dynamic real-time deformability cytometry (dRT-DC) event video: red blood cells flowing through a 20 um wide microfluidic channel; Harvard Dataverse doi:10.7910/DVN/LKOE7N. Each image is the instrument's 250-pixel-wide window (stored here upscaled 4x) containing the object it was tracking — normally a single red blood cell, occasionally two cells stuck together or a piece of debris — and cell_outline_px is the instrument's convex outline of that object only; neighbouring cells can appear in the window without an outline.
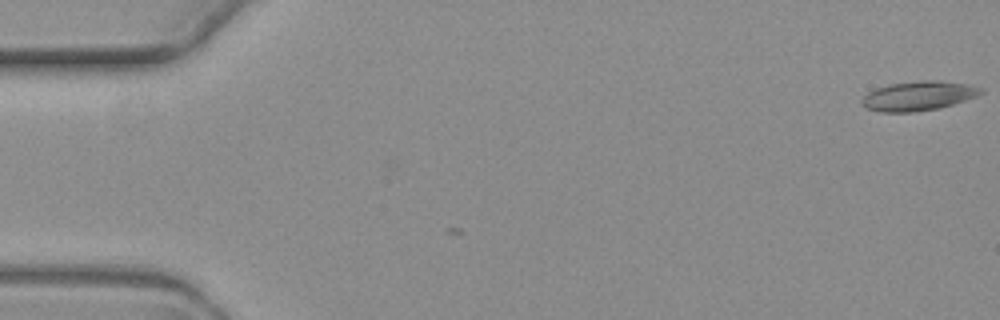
{"species": "common noctule bat (a hibernating species)", "species_latin": "Nyctalus noctula", "temperature_condition": "warm", "stored_images_in_passage": 2, "camera_frame_rate_fps": 3000, "um_per_image_px": 0.085, "animal": {"sex": "female", "body_mass_g": 19.3, "forearm_length_mm": 54.1}, "frame": {"image": 1, "passage_image": 2, "time_ms": 1.333, "image_size_px": [1000, 320], "cell_outline_px": [[984, 92], [976, 96], [940, 108], [912, 112], [880, 112], [868, 108], [860, 104], [860, 100], [868, 92], [876, 88], [888, 84], [920, 80], [940, 80], [968, 84], [984, 88]], "centroid_in_image_um": [78.06, 8.14], "position_along_channel_um": 6.9, "area_um2": 20.52}}